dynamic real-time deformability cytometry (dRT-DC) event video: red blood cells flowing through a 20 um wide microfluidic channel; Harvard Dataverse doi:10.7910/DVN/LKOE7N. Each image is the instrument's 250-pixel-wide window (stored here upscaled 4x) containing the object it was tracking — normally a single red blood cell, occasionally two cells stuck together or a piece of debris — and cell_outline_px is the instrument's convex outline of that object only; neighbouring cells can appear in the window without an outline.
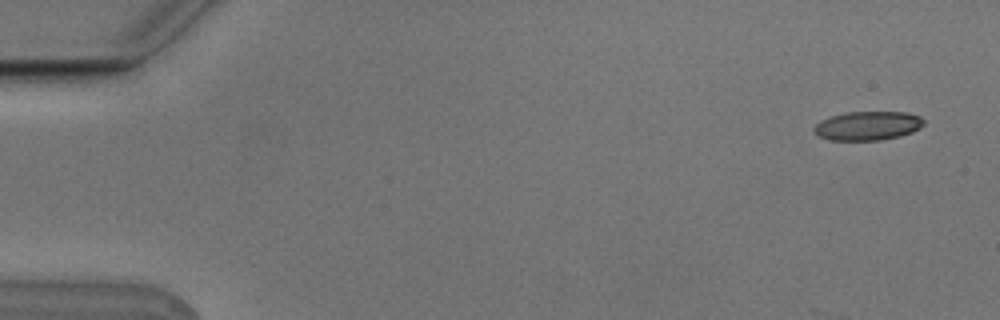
{"species": "Egyptian fruit bat (a non-hibernating species)", "species_latin": "Rousettus aegyptiacus", "temperature_condition": "cold", "stored_images_in_passage": 7, "camera_frame_rate_fps": 3000, "um_per_image_px": 0.085, "animal": {"sex": "male"}, "frame": {"image": 1, "passage_image": 1, "time_ms": 0.0, "image_size_px": [1000, 320], "cell_outline_px": [[924, 124], [920, 128], [912, 132], [900, 136], [880, 140], [828, 140], [816, 136], [812, 128], [820, 120], [828, 116], [848, 112], [908, 112], [920, 116], [924, 120]], "centroid_in_image_um": [73.72, 10.69], "position_along_channel_um": 11.3, "area_um2": 18.79}}
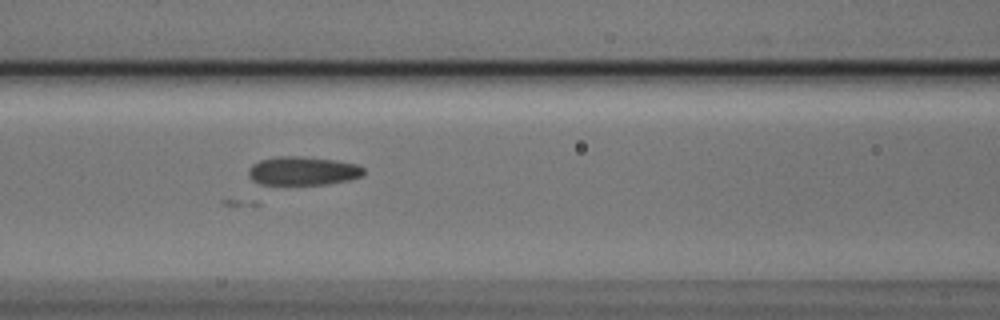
{"frame": {"image": 2, "passage_image": 7, "time_ms": 2.0, "image_size_px": [1000, 320], "cell_outline_px": [[364, 172], [360, 176], [348, 180], [328, 184], [260, 184], [252, 180], [248, 176], [248, 168], [252, 164], [260, 160], [276, 156], [300, 156], [336, 160], [356, 164], [364, 168]], "centroid_in_image_um": [25.7, 14.52], "position_along_channel_um": 140.9, "area_um2": 19.25}}